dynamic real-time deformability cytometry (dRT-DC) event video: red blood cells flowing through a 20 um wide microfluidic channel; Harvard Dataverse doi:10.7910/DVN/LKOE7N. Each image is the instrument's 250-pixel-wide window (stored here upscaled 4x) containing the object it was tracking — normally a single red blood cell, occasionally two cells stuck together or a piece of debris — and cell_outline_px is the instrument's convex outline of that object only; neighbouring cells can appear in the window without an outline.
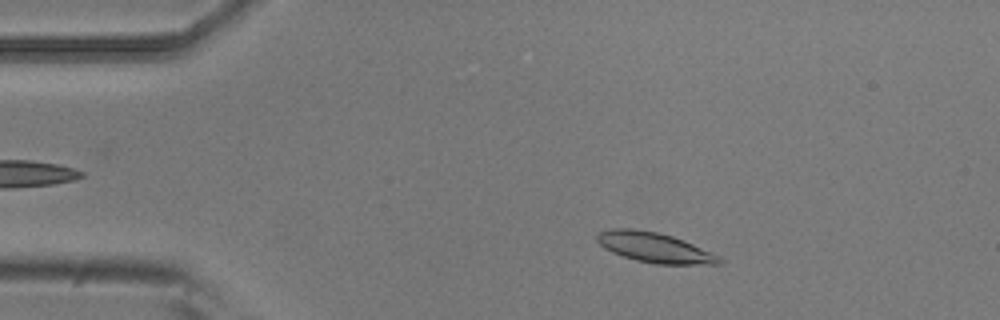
{"species": "common noctule bat (a hibernating species)", "species_latin": "Nyctalus noctula", "temperature_condition": "room temperature", "stored_images_in_passage": 5, "camera_frame_rate_fps": 3000, "um_per_image_px": 0.085, "animal": {"sex": "male", "body_mass_g": 20.5, "forearm_length_mm": 52.5}, "frame": {"image": 1, "passage_image": 1, "time_ms": 0.0, "image_size_px": [1000, 320], "cell_outline_px": [[724, 260], [720, 264], [656, 264], [636, 260], [612, 252], [604, 248], [596, 240], [596, 236], [600, 232], [616, 228], [632, 228], [656, 232], [672, 236], [684, 240], [712, 252], [720, 256]], "centroid_in_image_um": [55.67, 21.04], "position_along_channel_um": 29.3, "area_um2": 21.27}}
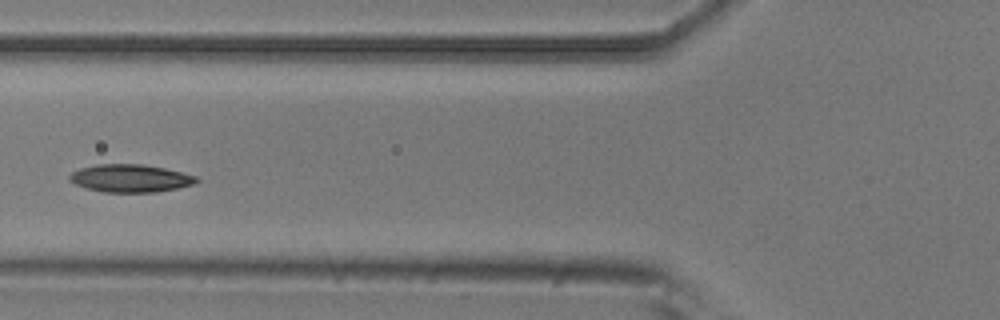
{"frame": {"image": 2, "passage_image": 4, "time_ms": 1.0, "image_size_px": [1000, 320], "cell_outline_px": [[200, 180], [196, 184], [156, 192], [104, 192], [88, 188], [76, 184], [68, 180], [68, 176], [72, 172], [80, 168], [96, 164], [144, 164], [164, 168], [196, 176]], "centroid_in_image_um": [11.08, 15.15], "position_along_channel_um": 114.7, "area_um2": 20.52}}
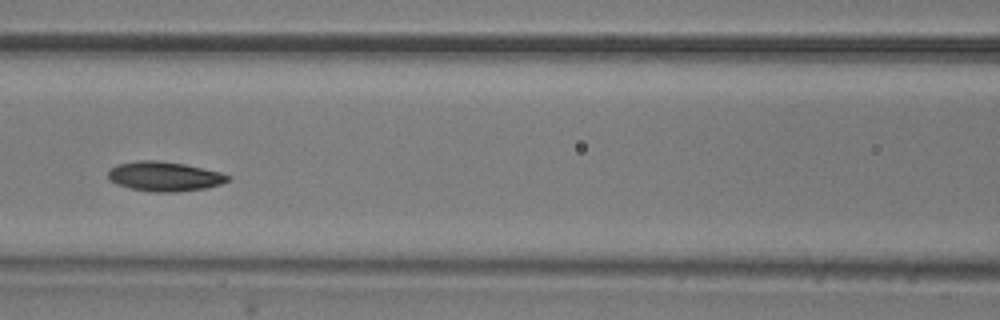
{"frame": {"image": 3, "passage_image": 5, "time_ms": 1.333, "image_size_px": [1000, 320], "cell_outline_px": [[232, 176], [228, 180], [220, 184], [208, 188], [176, 192], [152, 192], [128, 188], [116, 184], [108, 180], [108, 172], [116, 164], [140, 160], [152, 160], [184, 164], [220, 172]], "centroid_in_image_um": [13.96, 15.0], "position_along_channel_um": 152.6, "area_um2": 20.69}}